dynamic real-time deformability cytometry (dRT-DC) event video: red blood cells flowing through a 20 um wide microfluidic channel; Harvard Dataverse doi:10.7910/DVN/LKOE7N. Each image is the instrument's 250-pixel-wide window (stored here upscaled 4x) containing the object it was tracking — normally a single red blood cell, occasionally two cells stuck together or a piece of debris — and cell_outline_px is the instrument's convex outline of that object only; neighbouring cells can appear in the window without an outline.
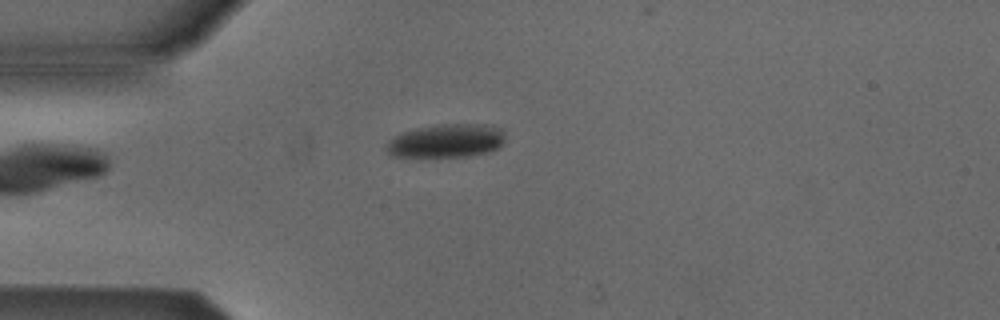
{"species": "Egyptian fruit bat (a non-hibernating species)", "species_latin": "Rousettus aegyptiacus", "temperature_condition": "cold", "stored_images_in_passage": 2, "camera_frame_rate_fps": 3000, "um_per_image_px": 0.085, "animal": {"sex": "male"}, "frame": {"image": 1, "passage_image": 2, "time_ms": 1.333, "image_size_px": [1000, 320], "cell_outline_px": [[504, 140], [496, 148], [488, 152], [468, 156], [392, 156], [384, 148], [388, 140], [400, 132], [416, 128], [436, 124], [488, 124], [500, 128], [504, 132]], "centroid_in_image_um": [37.91, 11.95], "position_along_channel_um": 47.1, "area_um2": 23.24}}